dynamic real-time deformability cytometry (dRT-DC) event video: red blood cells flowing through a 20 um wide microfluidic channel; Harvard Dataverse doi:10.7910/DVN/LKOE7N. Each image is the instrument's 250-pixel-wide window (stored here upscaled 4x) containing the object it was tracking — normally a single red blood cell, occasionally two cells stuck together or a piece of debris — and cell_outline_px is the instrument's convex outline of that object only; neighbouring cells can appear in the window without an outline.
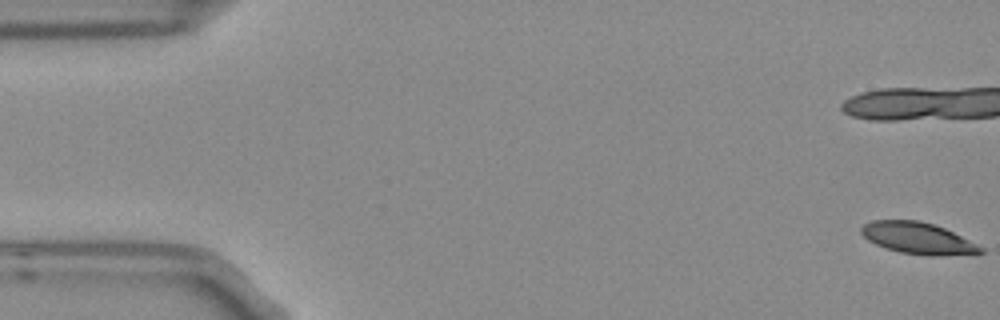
{"species": "Egyptian fruit bat (a non-hibernating species)", "species_latin": "Rousettus aegyptiacus", "temperature_condition": "room temperature", "stored_images_in_passage": 6, "camera_frame_rate_fps": 3000, "um_per_image_px": 0.085, "frame": {"image": 1, "passage_image": 1, "time_ms": 0.0, "image_size_px": [1000, 320], "cell_outline_px": [[984, 252], [932, 256], [900, 252], [876, 244], [868, 240], [860, 232], [860, 228], [864, 224], [872, 220], [920, 220], [944, 228], [984, 248]], "centroid_in_image_um": [77.97, 20.23], "position_along_channel_um": 7.0, "area_um2": 21.5}}